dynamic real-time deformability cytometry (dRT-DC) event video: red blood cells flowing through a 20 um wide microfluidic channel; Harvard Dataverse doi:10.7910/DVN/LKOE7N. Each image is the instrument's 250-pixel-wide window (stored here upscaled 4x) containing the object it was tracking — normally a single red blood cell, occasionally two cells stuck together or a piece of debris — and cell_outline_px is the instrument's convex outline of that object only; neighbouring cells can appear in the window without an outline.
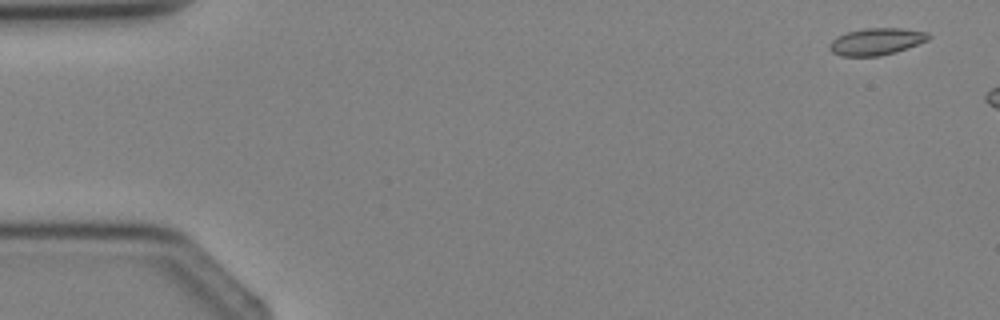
{"species": "Egyptian fruit bat (a non-hibernating species)", "species_latin": "Rousettus aegyptiacus", "temperature_condition": "cold", "stored_images_in_passage": 4, "camera_frame_rate_fps": 3000, "um_per_image_px": 0.085, "animal": {"sex": "female"}, "frame": {"image": 1, "passage_image": 1, "time_ms": 0.0, "image_size_px": [1000, 320], "cell_outline_px": [[932, 36], [928, 40], [908, 48], [896, 52], [880, 56], [840, 56], [832, 52], [828, 48], [828, 44], [836, 36], [848, 32], [868, 28], [904, 28], [928, 32]], "centroid_in_image_um": [74.5, 3.53], "position_along_channel_um": 10.5, "area_um2": 15.72}}